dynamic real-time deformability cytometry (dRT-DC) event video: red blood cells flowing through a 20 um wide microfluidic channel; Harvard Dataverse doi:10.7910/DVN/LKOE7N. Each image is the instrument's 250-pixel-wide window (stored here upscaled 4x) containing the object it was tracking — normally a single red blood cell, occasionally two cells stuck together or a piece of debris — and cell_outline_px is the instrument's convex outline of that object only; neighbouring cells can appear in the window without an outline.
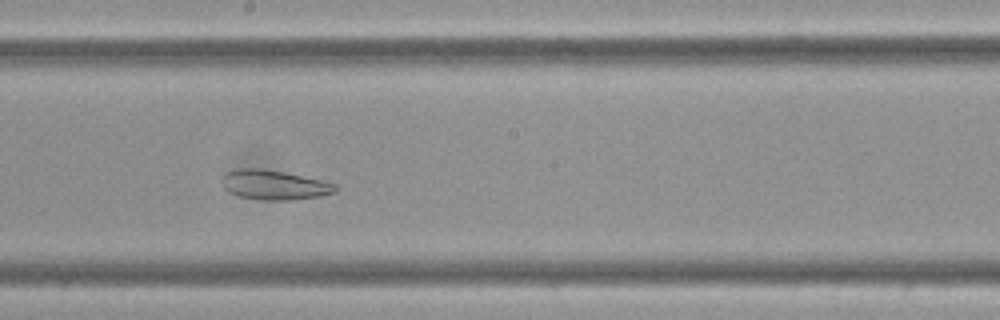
{"species": "Egyptian fruit bat (a non-hibernating species)", "species_latin": "Rousettus aegyptiacus", "temperature_condition": "cold", "stored_images_in_passage": 52, "camera_frame_rate_fps": 3000, "um_per_image_px": 0.085, "frame": {"image": 1, "passage_image": 25, "time_ms": 8.0, "image_size_px": [1000, 320], "cell_outline_px": [[340, 188], [336, 192], [320, 196], [288, 200], [260, 200], [240, 196], [228, 192], [224, 188], [224, 172], [240, 168], [260, 168], [284, 172], [320, 180], [336, 184]], "centroid_in_image_um": [23.33, 15.72], "position_along_channel_um": 224.9, "area_um2": 19.48}}
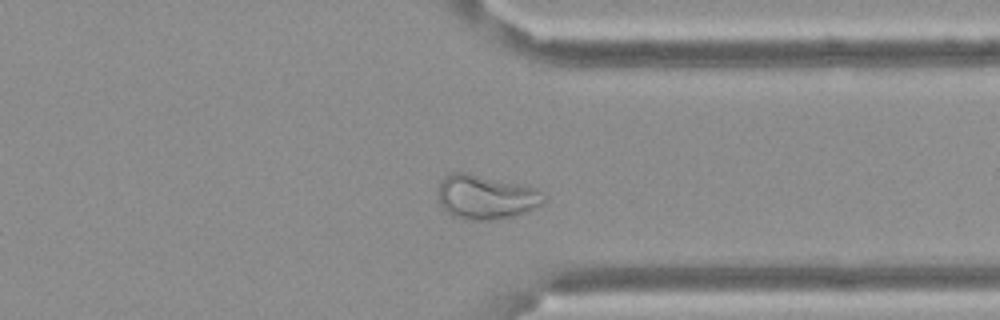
{"frame": {"image": 2, "passage_image": 38, "time_ms": 12.333, "image_size_px": [1000, 320], "cell_outline_px": [[544, 204], [524, 212], [512, 216], [492, 220], [472, 220], [452, 216], [440, 204], [440, 180], [444, 176], [452, 172], [464, 172], [520, 184], [536, 188], [544, 192]], "centroid_in_image_um": [41.32, 16.75], "position_along_channel_um": 370.1, "area_um2": 26.99}}
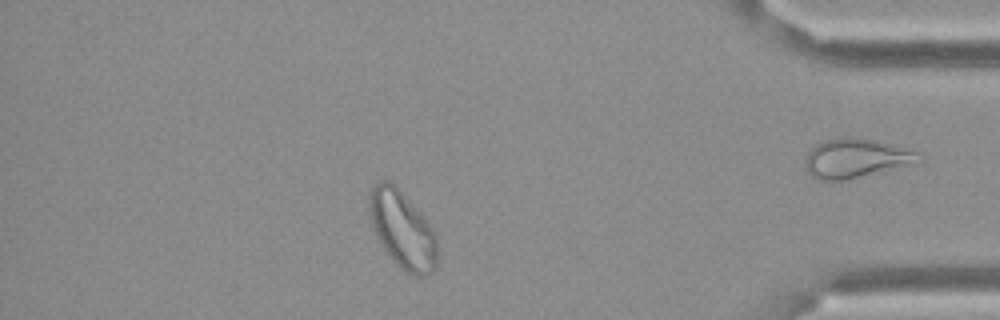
{"frame": {"image": 3, "passage_image": 44, "time_ms": 14.333, "image_size_px": [1000, 320], "cell_outline_px": [[436, 268], [428, 276], [416, 276], [400, 268], [396, 264], [384, 248], [372, 224], [368, 208], [368, 192], [372, 184], [376, 180], [388, 180], [420, 212], [432, 228], [436, 236]], "centroid_in_image_um": [34.18, 19.51], "position_along_channel_um": 401.0, "area_um2": 30.29}, "authors_computed_cell_mechanics": {"area_um2": 28.3509, "velocity_mm_per_s": 3.3688, "shape_relaxation_time_tau1_ms": null, "shape_relaxation_time_tau2_ms": 1.7789, "deformation_change_tau1": null, "deformation_change_tau2": 0.0849}}